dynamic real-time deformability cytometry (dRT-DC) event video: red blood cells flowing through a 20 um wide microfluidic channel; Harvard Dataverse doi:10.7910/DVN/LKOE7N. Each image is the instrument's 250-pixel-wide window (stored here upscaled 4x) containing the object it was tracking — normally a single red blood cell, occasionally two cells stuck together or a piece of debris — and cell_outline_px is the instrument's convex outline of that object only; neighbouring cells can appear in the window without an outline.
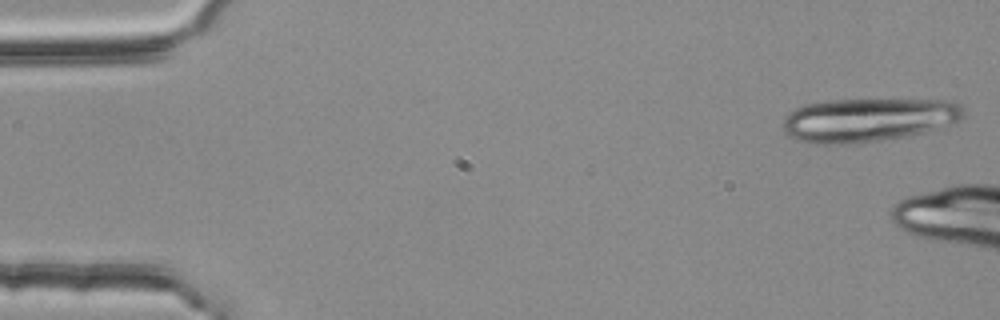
{"species": "common noctule bat (a hibernating species)", "species_latin": "Nyctalus noctula", "temperature_condition": "room temperature", "stored_images_in_passage": 3, "camera_frame_rate_fps": 3000, "um_per_image_px": 0.085, "animal": {"sex": "female", "body_mass_g": 25.1}, "frame": {"image": 1, "passage_image": 1, "time_ms": 0.0, "image_size_px": [1000, 320], "cell_outline_px": [[964, 116], [960, 120], [928, 132], [880, 140], [852, 144], [820, 144], [796, 140], [788, 136], [784, 132], [780, 124], [788, 112], [804, 104], [824, 100], [952, 100], [960, 104], [964, 108]], "centroid_in_image_um": [73.75, 10.19], "position_along_channel_um": 11.2, "area_um2": 46.41}}